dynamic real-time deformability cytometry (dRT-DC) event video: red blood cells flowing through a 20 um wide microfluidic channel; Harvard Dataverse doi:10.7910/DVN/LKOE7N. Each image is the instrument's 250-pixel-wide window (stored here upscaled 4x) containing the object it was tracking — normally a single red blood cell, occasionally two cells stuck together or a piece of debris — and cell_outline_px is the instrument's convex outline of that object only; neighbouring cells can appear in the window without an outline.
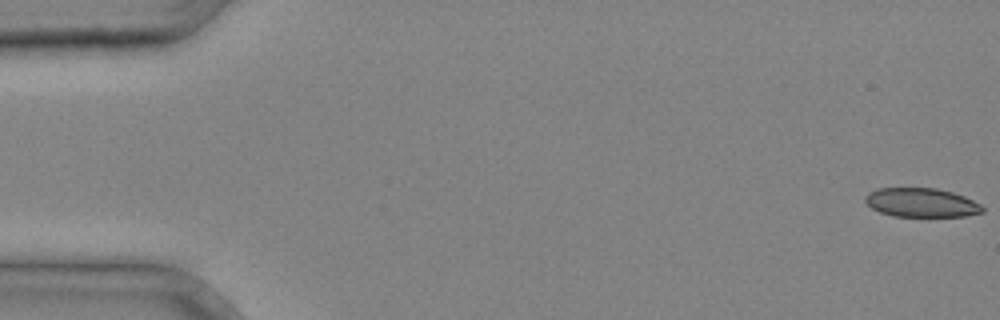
{"species": "common noctule bat (a hibernating species)", "species_latin": "Nyctalus noctula", "temperature_condition": "cold", "stored_images_in_passage": 36, "camera_frame_rate_fps": 3000, "um_per_image_px": 0.085, "animal": {"sex": "male", "body_mass_g": 20.4}, "frame": {"image": 1, "passage_image": 1, "time_ms": 0.0, "image_size_px": [1000, 320], "cell_outline_px": [[984, 212], [964, 216], [892, 216], [880, 212], [872, 208], [864, 200], [864, 196], [868, 192], [876, 188], [936, 188], [952, 192], [964, 196], [980, 204], [984, 208]], "centroid_in_image_um": [78.29, 17.21], "position_along_channel_um": 6.7, "area_um2": 19.83}}
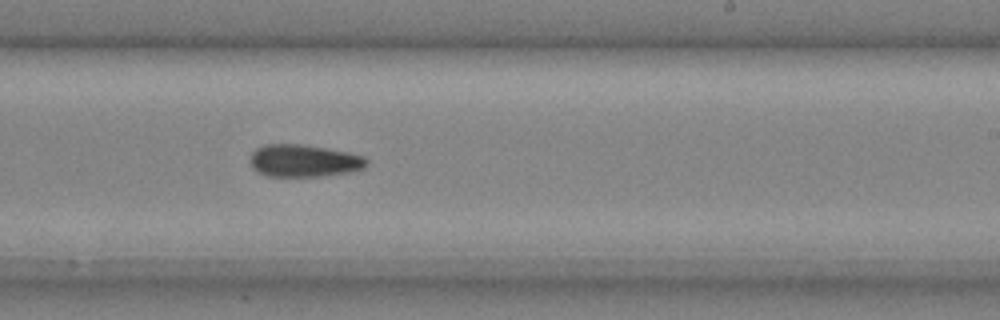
{"frame": {"image": 2, "passage_image": 24, "time_ms": 7.667, "image_size_px": [1000, 320], "cell_outline_px": [[368, 164], [364, 168], [348, 172], [320, 176], [268, 176], [260, 172], [252, 164], [252, 152], [256, 148], [264, 144], [304, 144], [348, 152], [364, 156], [368, 160]], "centroid_in_image_um": [25.88, 13.65], "position_along_channel_um": 263.1, "area_um2": 21.73}}
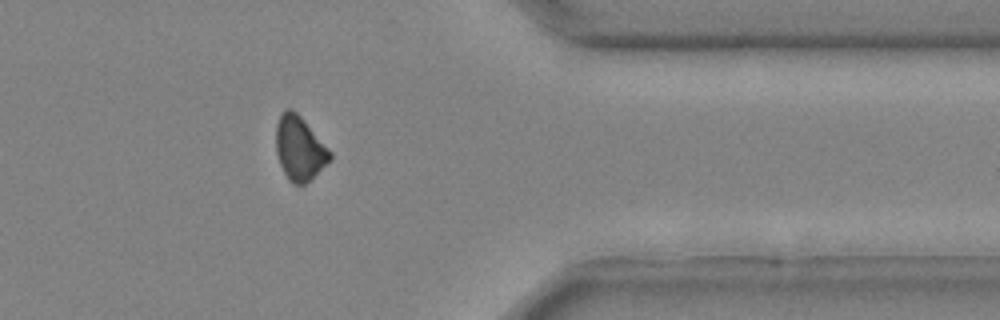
{"frame": {"image": 3, "passage_image": 32, "time_ms": 10.333, "image_size_px": [1000, 320], "cell_outline_px": [[332, 160], [304, 184], [292, 184], [288, 180], [280, 164], [276, 152], [276, 124], [284, 108], [292, 108], [300, 116], [332, 152]], "centroid_in_image_um": [25.45, 12.6], "position_along_channel_um": 385.9, "area_um2": 20.11}}